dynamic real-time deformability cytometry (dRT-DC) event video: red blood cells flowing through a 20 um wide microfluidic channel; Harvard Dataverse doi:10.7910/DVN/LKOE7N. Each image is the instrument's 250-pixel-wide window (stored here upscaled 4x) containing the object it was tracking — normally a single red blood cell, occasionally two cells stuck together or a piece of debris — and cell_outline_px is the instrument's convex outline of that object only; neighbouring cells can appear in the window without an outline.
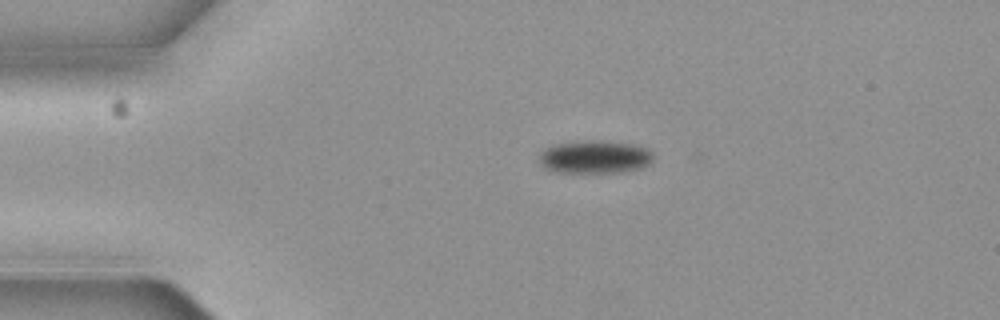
{"species": "common noctule bat (a hibernating species)", "species_latin": "Nyctalus noctula", "temperature_condition": "cold", "stored_images_in_passage": 8, "camera_frame_rate_fps": 3000, "um_per_image_px": 0.085, "animal": {"sex": "female", "body_mass_g": 19.3, "forearm_length_mm": 54.1}, "frame": {"image": 1, "passage_image": 1, "time_ms": 0.0, "image_size_px": [1000, 320], "cell_outline_px": [[652, 160], [648, 164], [640, 168], [624, 172], [552, 172], [544, 168], [540, 164], [540, 152], [544, 148], [556, 144], [592, 140], [632, 144], [648, 148], [652, 152]], "centroid_in_image_um": [50.54, 13.35], "position_along_channel_um": 34.5, "area_um2": 21.85}}
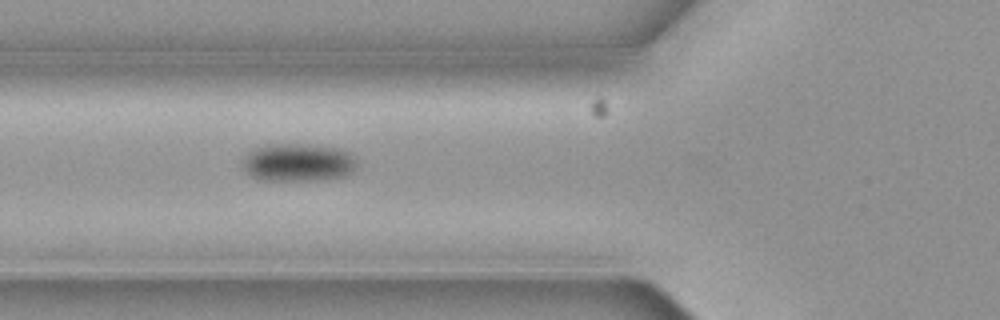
{"frame": {"image": 2, "passage_image": 3, "time_ms": 0.667, "image_size_px": [1000, 320], "cell_outline_px": [[356, 168], [348, 176], [324, 180], [256, 180], [244, 168], [244, 164], [248, 152], [256, 148], [276, 144], [300, 144], [340, 148], [352, 152], [356, 156]], "centroid_in_image_um": [25.44, 13.82], "position_along_channel_um": 100.4, "area_um2": 25.37}}
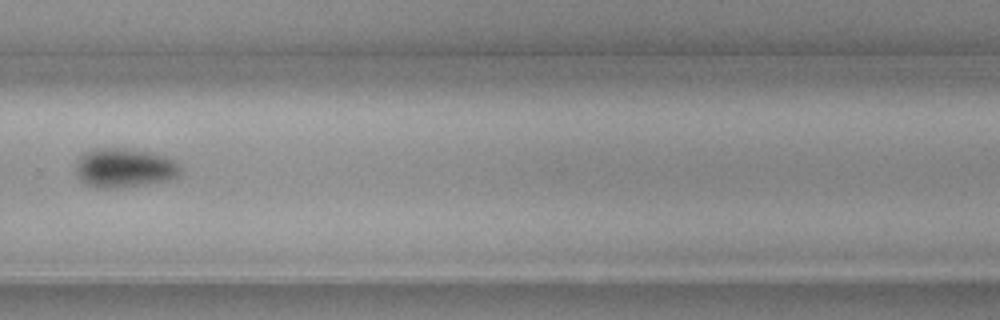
{"frame": {"image": 3, "passage_image": 8, "time_ms": 2.333, "image_size_px": [1000, 320], "cell_outline_px": [[184, 168], [180, 176], [168, 180], [120, 188], [96, 188], [80, 180], [76, 172], [76, 164], [80, 156], [84, 152], [96, 148], [128, 148], [148, 152], [164, 156], [176, 160]], "centroid_in_image_um": [10.61, 14.27], "position_along_channel_um": 319.2, "area_um2": 24.22}}